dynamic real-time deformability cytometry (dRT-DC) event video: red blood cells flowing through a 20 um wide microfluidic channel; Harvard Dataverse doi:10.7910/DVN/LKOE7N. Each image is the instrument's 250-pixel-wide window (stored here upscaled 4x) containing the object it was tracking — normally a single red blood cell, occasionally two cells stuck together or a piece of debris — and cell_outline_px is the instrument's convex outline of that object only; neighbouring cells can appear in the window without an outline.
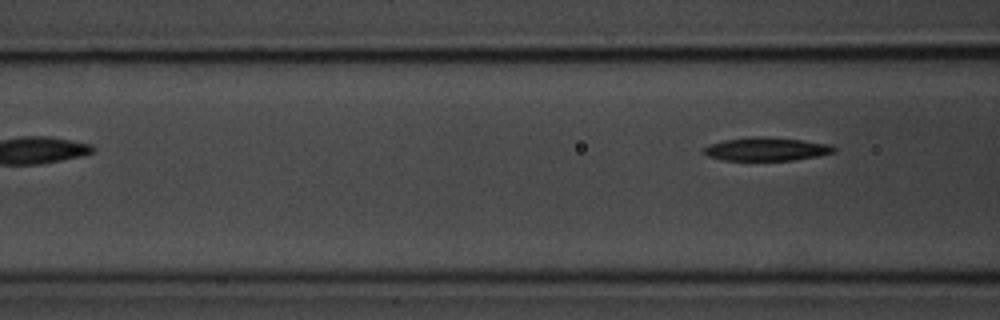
{"species": "common noctule bat (a hibernating species)", "species_latin": "Nyctalus noctula", "temperature_condition": "room temperature", "stored_images_in_passage": 6, "camera_frame_rate_fps": 3000, "um_per_image_px": 0.085, "animal": {"sex": "male", "body_mass_g": 20.1, "forearm_length_mm": 53.5}, "frame": {"image": 1, "passage_image": 6, "time_ms": 6.0, "image_size_px": [1000, 320], "cell_outline_px": [[836, 152], [816, 156], [792, 160], [724, 160], [708, 156], [700, 152], [700, 148], [708, 144], [724, 140], [756, 136], [760, 136], [800, 140], [828, 144], [836, 148]], "centroid_in_image_um": [65.06, 12.67], "position_along_channel_um": 101.5, "area_um2": 17.69}}